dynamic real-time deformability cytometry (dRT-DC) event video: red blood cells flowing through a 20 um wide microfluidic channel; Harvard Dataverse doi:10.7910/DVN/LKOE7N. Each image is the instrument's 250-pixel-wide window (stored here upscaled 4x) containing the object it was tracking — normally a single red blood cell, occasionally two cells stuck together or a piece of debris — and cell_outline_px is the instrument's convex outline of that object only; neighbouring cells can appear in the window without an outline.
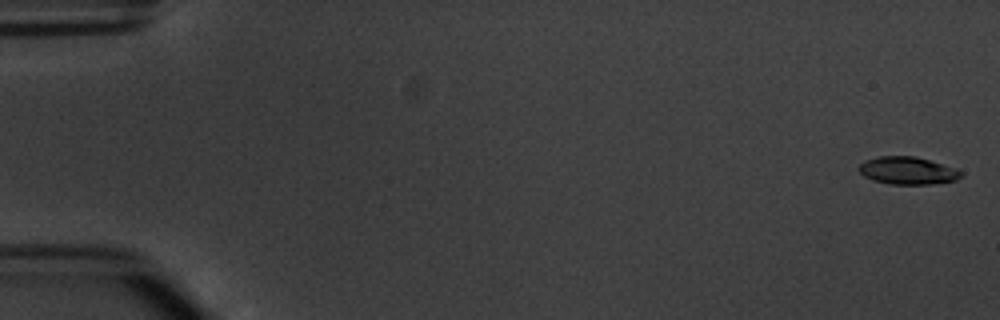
{"species": "common noctule bat (a hibernating species)", "species_latin": "Nyctalus noctula", "temperature_condition": "warm", "stored_images_in_passage": 5, "camera_frame_rate_fps": 3000, "um_per_image_px": 0.085, "animal": {"sex": "male", "body_mass_g": 20.1, "forearm_length_mm": 53.5}, "frame": {"image": 1, "passage_image": 1, "time_ms": 0.0, "image_size_px": [1000, 320], "cell_outline_px": [[964, 172], [956, 180], [932, 184], [892, 184], [872, 180], [864, 176], [856, 168], [864, 160], [880, 156], [916, 156], [956, 168]], "centroid_in_image_um": [77.13, 14.49], "position_along_channel_um": 7.9, "area_um2": 16.47}}
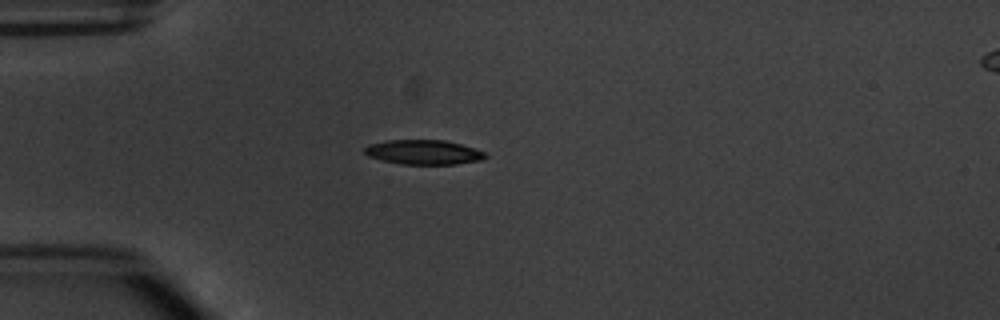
{"frame": {"image": 2, "passage_image": 5, "time_ms": 4.667, "image_size_px": [1000, 320], "cell_outline_px": [[488, 156], [480, 160], [456, 164], [400, 164], [368, 156], [364, 152], [364, 148], [368, 144], [388, 140], [444, 140], [460, 144], [484, 152]], "centroid_in_image_um": [35.97, 12.93], "position_along_channel_um": 49.0, "area_um2": 17.11}}